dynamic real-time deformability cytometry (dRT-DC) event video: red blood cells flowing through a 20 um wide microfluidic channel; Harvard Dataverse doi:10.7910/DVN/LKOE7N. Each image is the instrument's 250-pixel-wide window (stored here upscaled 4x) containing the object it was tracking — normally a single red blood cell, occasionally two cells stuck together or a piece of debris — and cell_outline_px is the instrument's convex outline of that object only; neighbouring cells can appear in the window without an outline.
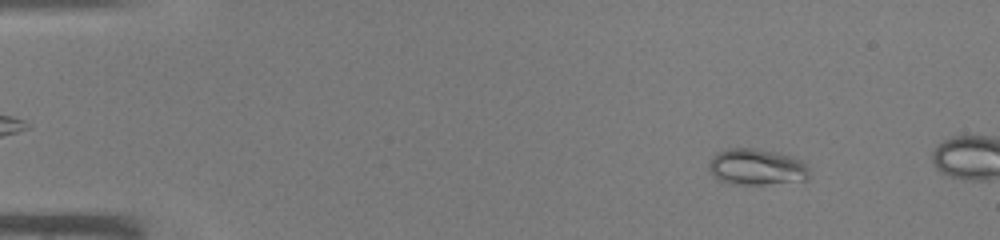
{"species": "common noctule bat (a hibernating species)", "species_latin": "Nyctalus noctula", "temperature_condition": "warm", "stored_images_in_passage": 11, "camera_frame_rate_fps": 3000, "um_per_image_px": 0.085, "animal": {"sex": "male", "body_mass_g": 19.0, "forearm_length_mm": 50.8}, "frame": {"image": 1, "passage_image": 5, "time_ms": 1.333, "image_size_px": [1000, 240], "cell_outline_px": [[808, 180], [764, 184], [732, 184], [720, 180], [708, 168], [708, 164], [712, 156], [716, 152], [728, 148], [752, 148], [780, 152], [792, 156], [808, 164]], "centroid_in_image_um": [64.33, 14.17], "position_along_channel_um": 20.7, "area_um2": 21.33}}